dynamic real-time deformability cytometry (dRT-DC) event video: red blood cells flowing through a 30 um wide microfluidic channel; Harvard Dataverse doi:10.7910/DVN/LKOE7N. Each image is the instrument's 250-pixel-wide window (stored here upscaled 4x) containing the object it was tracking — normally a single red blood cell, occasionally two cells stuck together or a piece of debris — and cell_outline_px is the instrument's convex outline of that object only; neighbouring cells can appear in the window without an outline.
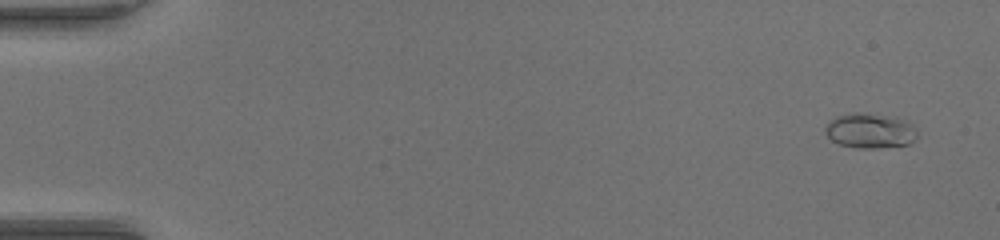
{"species": "common noctule bat (a hibernating species)", "species_latin": "Nyctalus noctula", "temperature_condition": "warm", "stored_images_in_passage": 53, "camera_frame_rate_fps": 3000, "um_per_image_px": 0.085, "animal": {"sex": "female", "body_mass_g": 17.0, "forearm_length_mm": 48.0}, "frame": {"image": 1, "passage_image": 3, "time_ms": 0.667, "image_size_px": [1000, 240], "cell_outline_px": [[916, 140], [908, 144], [876, 148], [856, 148], [840, 144], [832, 140], [824, 132], [824, 128], [836, 116], [852, 112], [860, 112], [896, 116], [916, 128]], "centroid_in_image_um": [73.95, 11.1], "position_along_channel_um": 11.1, "area_um2": 18.79}}
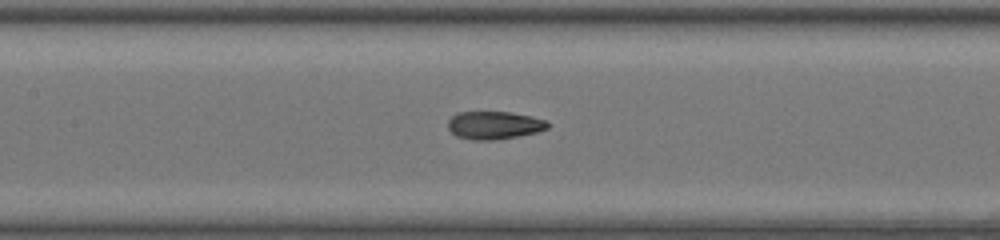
{"frame": {"image": 2, "passage_image": 26, "time_ms": 8.333, "image_size_px": [1000, 240], "cell_outline_px": [[548, 128], [536, 132], [496, 140], [472, 140], [456, 136], [448, 128], [448, 120], [456, 112], [512, 112], [532, 116], [548, 120]], "centroid_in_image_um": [42.0, 10.63], "position_along_channel_um": 165.4, "area_um2": 16.3}}
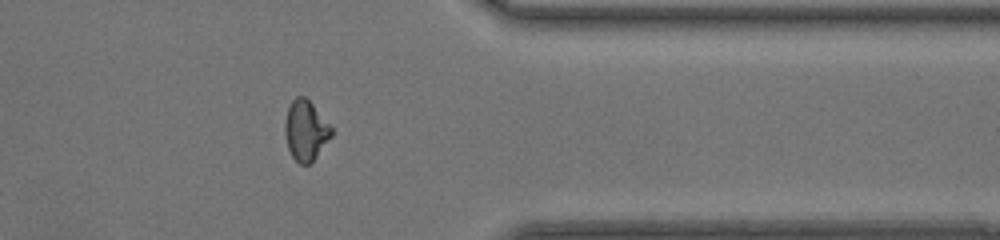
{"frame": {"image": 3, "passage_image": 43, "time_ms": 14.0, "image_size_px": [1000, 240], "cell_outline_px": [[332, 136], [312, 164], [300, 164], [292, 156], [288, 148], [284, 132], [284, 124], [288, 108], [292, 100], [296, 96], [304, 96], [312, 104], [332, 128]], "centroid_in_image_um": [25.98, 11.12], "position_along_channel_um": 385.4, "area_um2": 16.3}, "authors_computed_cell_mechanics": {"area_um2": 16.5308, "velocity_mm_per_s": 4.0517, "shape_relaxation_time_tau1_ms": 6.1446, "shape_relaxation_time_tau2_ms": 0.9677, "deformation_change_tau1": 0.2364, "deformation_change_tau2": 0.0555}}